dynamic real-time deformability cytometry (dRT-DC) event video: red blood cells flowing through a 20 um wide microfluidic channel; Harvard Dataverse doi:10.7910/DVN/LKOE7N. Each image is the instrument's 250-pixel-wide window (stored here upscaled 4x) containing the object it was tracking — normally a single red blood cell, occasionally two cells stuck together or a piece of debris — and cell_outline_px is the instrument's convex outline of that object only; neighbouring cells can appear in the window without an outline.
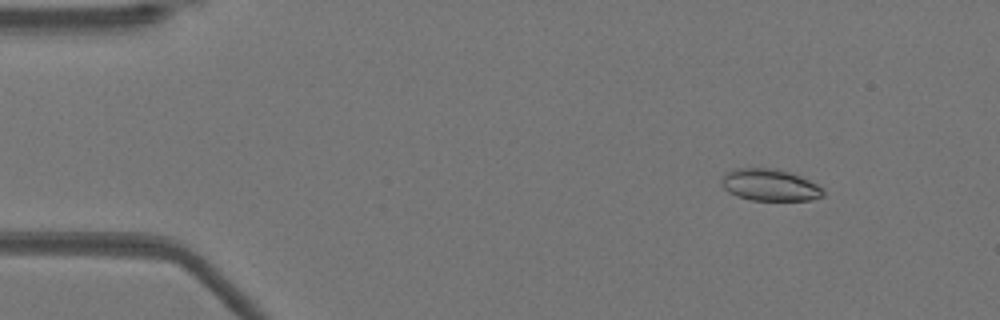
{"species": "Egyptian fruit bat (a non-hibernating species)", "species_latin": "Rousettus aegyptiacus", "temperature_condition": "warm", "stored_images_in_passage": 48, "camera_frame_rate_fps": 3000, "um_per_image_px": 0.085, "animal": {"sex": "female"}, "frame": {"image": 1, "passage_image": 3, "time_ms": 0.667, "image_size_px": [1000, 320], "cell_outline_px": [[824, 196], [812, 200], [752, 200], [736, 196], [728, 192], [724, 188], [724, 176], [728, 172], [736, 168], [776, 168], [800, 176], [816, 184], [824, 192]], "centroid_in_image_um": [65.46, 15.73], "position_along_channel_um": 19.5, "area_um2": 18.55}}
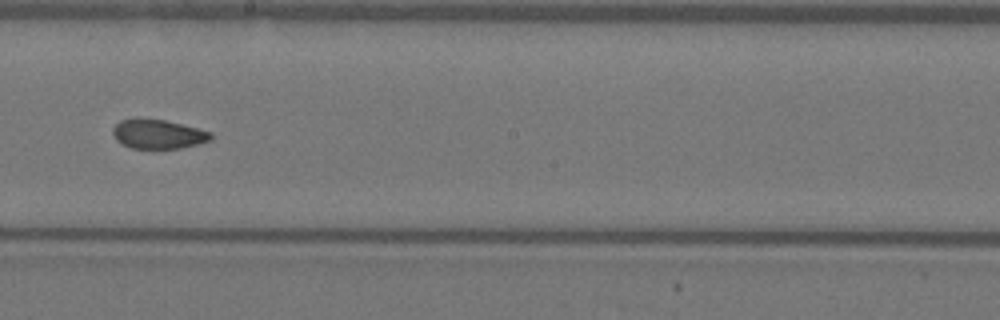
{"frame": {"image": 2, "passage_image": 26, "time_ms": 8.333, "image_size_px": [1000, 320], "cell_outline_px": [[212, 140], [180, 148], [132, 148], [116, 140], [112, 132], [112, 128], [120, 120], [164, 120], [212, 132]], "centroid_in_image_um": [13.45, 11.42], "position_along_channel_um": 234.7, "area_um2": 16.18}}
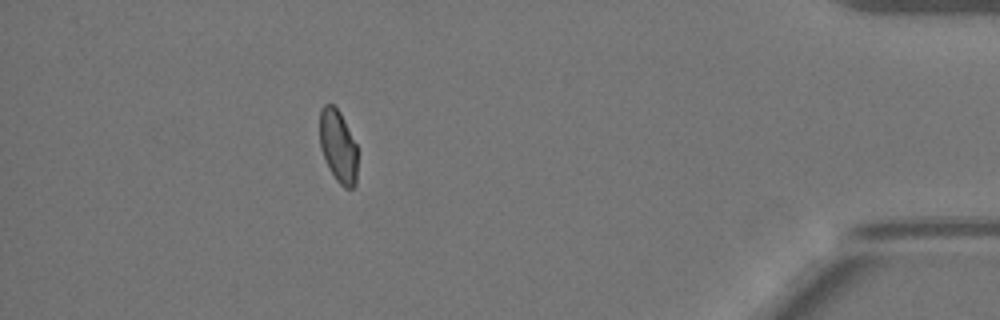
{"frame": {"image": 3, "passage_image": 43, "time_ms": 14.0, "image_size_px": [1000, 320], "cell_outline_px": [[356, 184], [352, 188], [344, 188], [336, 180], [320, 148], [320, 108], [324, 104], [332, 104], [340, 112], [356, 144]], "centroid_in_image_um": [28.73, 12.41], "position_along_channel_um": 406.5, "area_um2": 15.72}, "authors_computed_cell_mechanics": {"area_um2": 17.5712, "velocity_mm_per_s": 3.95, "shape_relaxation_time_tau1_ms": null, "shape_relaxation_time_tau2_ms": 1.9518, "deformation_change_tau1": null, "deformation_change_tau2": 0.0646}}